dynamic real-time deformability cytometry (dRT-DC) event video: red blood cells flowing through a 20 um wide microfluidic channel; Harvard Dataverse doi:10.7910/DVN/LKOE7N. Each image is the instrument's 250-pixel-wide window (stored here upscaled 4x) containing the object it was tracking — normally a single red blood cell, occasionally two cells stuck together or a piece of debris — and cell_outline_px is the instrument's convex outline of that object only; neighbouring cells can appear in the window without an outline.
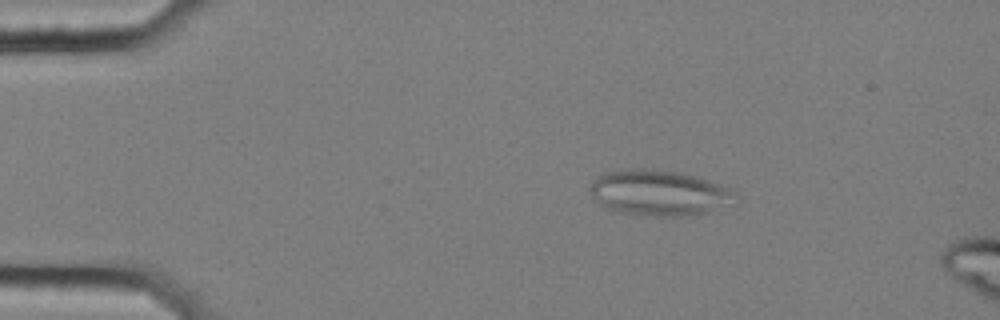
{"species": "common noctule bat (a hibernating species)", "species_latin": "Nyctalus noctula", "temperature_condition": "cold", "stored_images_in_passage": 16, "camera_frame_rate_fps": 3000, "um_per_image_px": 0.085, "animal": {"sex": "female", "body_mass_g": 25.1}, "frame": {"image": 1, "passage_image": 10, "time_ms": 3.0, "image_size_px": [1000, 320], "cell_outline_px": [[740, 200], [704, 212], [684, 216], [656, 216], [616, 212], [604, 208], [588, 192], [588, 188], [592, 180], [604, 172], [624, 168], [648, 168], [680, 172], [696, 176], [732, 188], [736, 192]], "centroid_in_image_um": [55.98, 16.37], "position_along_channel_um": 29.0, "area_um2": 39.19}}